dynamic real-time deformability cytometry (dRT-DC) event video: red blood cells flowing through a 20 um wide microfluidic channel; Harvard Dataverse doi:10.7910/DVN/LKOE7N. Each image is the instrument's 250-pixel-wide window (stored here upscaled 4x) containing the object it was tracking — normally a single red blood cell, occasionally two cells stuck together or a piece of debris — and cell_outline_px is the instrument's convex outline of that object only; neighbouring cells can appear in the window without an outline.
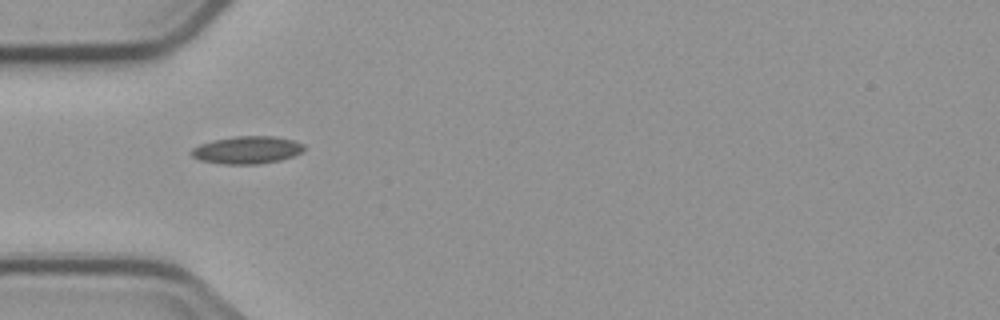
{"species": "common noctule bat (a hibernating species)", "species_latin": "Nyctalus noctula", "temperature_condition": "cold", "stored_images_in_passage": 1, "camera_frame_rate_fps": 3000, "um_per_image_px": 0.085, "animal": {"sex": "male", "body_mass_g": 23.1, "forearm_length_mm": 52.7}, "frame": {"image": 1, "passage_image": 1, "time_ms": 0.0, "image_size_px": [1000, 320], "cell_outline_px": [[304, 148], [300, 152], [292, 156], [280, 160], [256, 164], [224, 164], [200, 160], [192, 156], [188, 152], [192, 148], [200, 144], [216, 140], [236, 136], [272, 136], [296, 140], [304, 144]], "centroid_in_image_um": [20.99, 12.74], "position_along_channel_um": 64.0, "area_um2": 17.98}}